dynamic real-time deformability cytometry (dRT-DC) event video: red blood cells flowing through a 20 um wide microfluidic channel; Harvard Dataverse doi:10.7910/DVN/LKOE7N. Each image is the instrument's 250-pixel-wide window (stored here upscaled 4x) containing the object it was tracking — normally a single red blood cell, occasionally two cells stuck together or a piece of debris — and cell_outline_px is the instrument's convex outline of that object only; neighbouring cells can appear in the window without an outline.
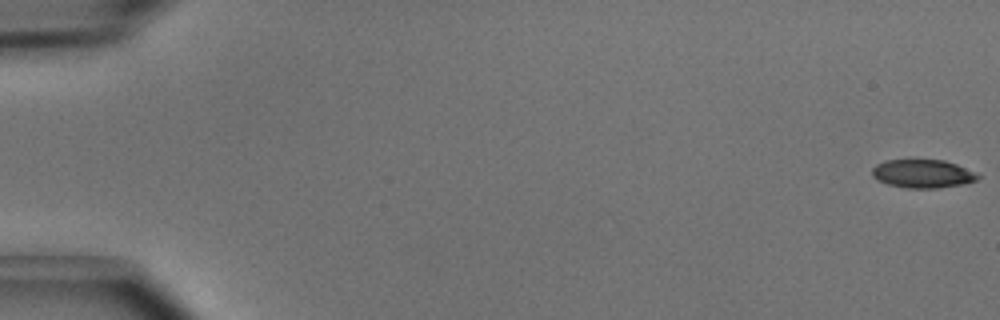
{"species": "common noctule bat (a hibernating species)", "species_latin": "Nyctalus noctula", "temperature_condition": "cold", "stored_images_in_passage": 17, "camera_frame_rate_fps": 3000, "um_per_image_px": 0.085, "animal": {"sex": "male", "body_mass_g": 15.6}, "frame": {"image": 1, "passage_image": 1, "time_ms": 0.0, "image_size_px": [1000, 320], "cell_outline_px": [[980, 176], [976, 180], [960, 184], [936, 188], [904, 188], [888, 184], [876, 180], [872, 176], [872, 168], [876, 164], [884, 160], [912, 156], [944, 160], [956, 164]], "centroid_in_image_um": [78.31, 14.7], "position_along_channel_um": 6.7, "area_um2": 18.15}}
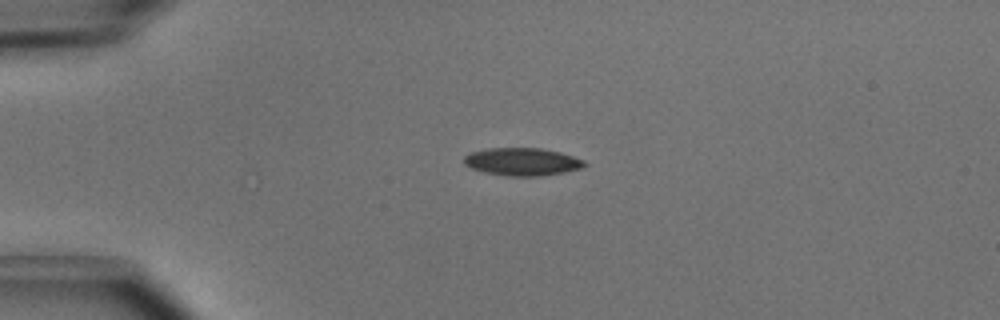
{"frame": {"image": 2, "passage_image": 13, "time_ms": 4.0, "image_size_px": [1000, 320], "cell_outline_px": [[588, 164], [580, 168], [564, 172], [540, 176], [508, 176], [484, 172], [472, 168], [464, 164], [464, 156], [468, 152], [488, 148], [540, 148], [560, 152], [584, 160]], "centroid_in_image_um": [44.36, 13.74], "position_along_channel_um": 40.6, "area_um2": 19.48}}